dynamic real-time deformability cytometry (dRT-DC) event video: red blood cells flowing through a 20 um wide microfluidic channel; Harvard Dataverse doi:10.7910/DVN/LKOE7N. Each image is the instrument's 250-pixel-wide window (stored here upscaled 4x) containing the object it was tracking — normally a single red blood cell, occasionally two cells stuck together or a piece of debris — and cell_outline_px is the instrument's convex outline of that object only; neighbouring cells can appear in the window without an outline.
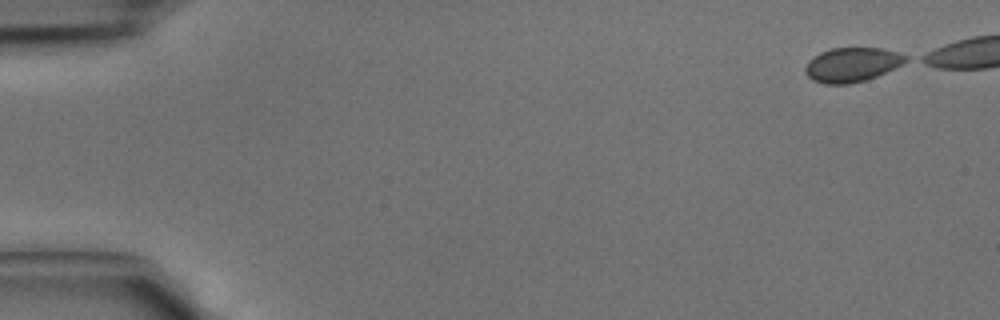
{"species": "common noctule bat (a hibernating species)", "species_latin": "Nyctalus noctula", "temperature_condition": "cold", "stored_images_in_passage": 11, "camera_frame_rate_fps": 3000, "um_per_image_px": 0.085, "animal": {"sex": "male", "body_mass_g": 15.6}, "frame": {"image": 1, "passage_image": 1, "time_ms": 0.0, "image_size_px": [1000, 320], "cell_outline_px": [[908, 60], [876, 76], [864, 80], [848, 84], [824, 84], [812, 80], [804, 72], [804, 68], [808, 60], [812, 56], [820, 52], [832, 48], [880, 48], [900, 52], [908, 56]], "centroid_in_image_um": [72.36, 5.49], "position_along_channel_um": 12.6, "area_um2": 20.06}}